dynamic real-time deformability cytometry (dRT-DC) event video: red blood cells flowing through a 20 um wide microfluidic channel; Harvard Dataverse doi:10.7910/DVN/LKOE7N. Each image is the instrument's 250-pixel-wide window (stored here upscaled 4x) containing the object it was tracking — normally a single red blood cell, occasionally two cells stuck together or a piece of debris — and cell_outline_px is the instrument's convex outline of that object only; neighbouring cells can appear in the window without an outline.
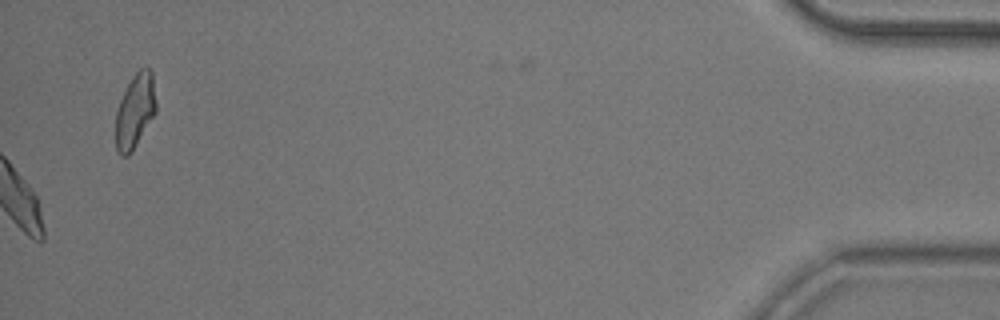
{"species": "common noctule bat (a hibernating species)", "species_latin": "Nyctalus noctula", "temperature_condition": "room temperature", "stored_images_in_passage": 54, "camera_frame_rate_fps": 3000, "um_per_image_px": 0.085, "animal": {"sex": "male", "body_mass_g": 20.5, "forearm_length_mm": 52.5}, "frame": {"image": 1, "passage_image": 54, "time_ms": 17.667, "image_size_px": [1000, 320], "cell_outline_px": [[156, 112], [132, 152], [128, 156], [120, 156], [116, 152], [116, 112], [120, 100], [132, 76], [144, 64], [152, 72], [156, 104]], "centroid_in_image_um": [11.48, 9.44], "position_along_channel_um": 423.7, "area_um2": 17.57}, "authors_computed_cell_mechanics": {"area_um2": 20.23, "velocity_mm_per_s": 3.6555, "shape_relaxation_time_tau1_ms": 3.2579, "shape_relaxation_time_tau2_ms": 3.9351, "deformation_change_tau1": 0.1332, "deformation_change_tau2": 0.0758}}